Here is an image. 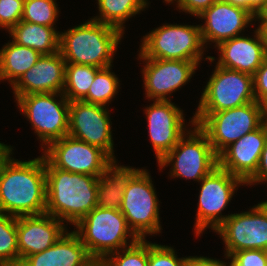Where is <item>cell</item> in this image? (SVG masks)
Segmentation results:
<instances>
[{"label":"cell","instance_id":"cell-15","mask_svg":"<svg viewBox=\"0 0 267 266\" xmlns=\"http://www.w3.org/2000/svg\"><path fill=\"white\" fill-rule=\"evenodd\" d=\"M143 61L142 68L145 97L149 100H170L168 94L179 90L189 82L197 70L198 63L185 60H164L138 58Z\"/></svg>","mask_w":267,"mask_h":266},{"label":"cell","instance_id":"cell-29","mask_svg":"<svg viewBox=\"0 0 267 266\" xmlns=\"http://www.w3.org/2000/svg\"><path fill=\"white\" fill-rule=\"evenodd\" d=\"M111 67L113 66L102 68L96 73L87 96L82 101L103 106L112 101L118 92L120 81L115 73L111 72Z\"/></svg>","mask_w":267,"mask_h":266},{"label":"cell","instance_id":"cell-12","mask_svg":"<svg viewBox=\"0 0 267 266\" xmlns=\"http://www.w3.org/2000/svg\"><path fill=\"white\" fill-rule=\"evenodd\" d=\"M42 153L55 168L97 177L113 161L101 148L69 135L51 142Z\"/></svg>","mask_w":267,"mask_h":266},{"label":"cell","instance_id":"cell-40","mask_svg":"<svg viewBox=\"0 0 267 266\" xmlns=\"http://www.w3.org/2000/svg\"><path fill=\"white\" fill-rule=\"evenodd\" d=\"M267 0H247V10L254 15L265 4Z\"/></svg>","mask_w":267,"mask_h":266},{"label":"cell","instance_id":"cell-3","mask_svg":"<svg viewBox=\"0 0 267 266\" xmlns=\"http://www.w3.org/2000/svg\"><path fill=\"white\" fill-rule=\"evenodd\" d=\"M123 35L119 29L91 19L60 33L59 52L66 63L107 68L112 66Z\"/></svg>","mask_w":267,"mask_h":266},{"label":"cell","instance_id":"cell-23","mask_svg":"<svg viewBox=\"0 0 267 266\" xmlns=\"http://www.w3.org/2000/svg\"><path fill=\"white\" fill-rule=\"evenodd\" d=\"M139 170L113 160L98 178L97 207L120 210L125 188Z\"/></svg>","mask_w":267,"mask_h":266},{"label":"cell","instance_id":"cell-22","mask_svg":"<svg viewBox=\"0 0 267 266\" xmlns=\"http://www.w3.org/2000/svg\"><path fill=\"white\" fill-rule=\"evenodd\" d=\"M19 266H99L78 234L68 229L48 249L25 257Z\"/></svg>","mask_w":267,"mask_h":266},{"label":"cell","instance_id":"cell-44","mask_svg":"<svg viewBox=\"0 0 267 266\" xmlns=\"http://www.w3.org/2000/svg\"><path fill=\"white\" fill-rule=\"evenodd\" d=\"M267 210V200L260 203Z\"/></svg>","mask_w":267,"mask_h":266},{"label":"cell","instance_id":"cell-10","mask_svg":"<svg viewBox=\"0 0 267 266\" xmlns=\"http://www.w3.org/2000/svg\"><path fill=\"white\" fill-rule=\"evenodd\" d=\"M200 183L201 188L194 225L197 236L203 233L206 228H211L214 232L227 219L228 216H223L222 211L227 208L238 187L245 185L240 178L233 176L219 166L206 175Z\"/></svg>","mask_w":267,"mask_h":266},{"label":"cell","instance_id":"cell-11","mask_svg":"<svg viewBox=\"0 0 267 266\" xmlns=\"http://www.w3.org/2000/svg\"><path fill=\"white\" fill-rule=\"evenodd\" d=\"M254 101L252 75L216 65L196 112H219Z\"/></svg>","mask_w":267,"mask_h":266},{"label":"cell","instance_id":"cell-17","mask_svg":"<svg viewBox=\"0 0 267 266\" xmlns=\"http://www.w3.org/2000/svg\"><path fill=\"white\" fill-rule=\"evenodd\" d=\"M198 17L205 20V24L200 25L204 46L212 42L215 43V48L220 43L239 36L242 30L244 32V29L255 20L252 12L225 0H216Z\"/></svg>","mask_w":267,"mask_h":266},{"label":"cell","instance_id":"cell-45","mask_svg":"<svg viewBox=\"0 0 267 266\" xmlns=\"http://www.w3.org/2000/svg\"><path fill=\"white\" fill-rule=\"evenodd\" d=\"M164 1H165L167 4H168V3H172V4H173L174 1L176 2L177 0H164Z\"/></svg>","mask_w":267,"mask_h":266},{"label":"cell","instance_id":"cell-7","mask_svg":"<svg viewBox=\"0 0 267 266\" xmlns=\"http://www.w3.org/2000/svg\"><path fill=\"white\" fill-rule=\"evenodd\" d=\"M147 169H140L125 188L120 212L138 239L161 233L160 204Z\"/></svg>","mask_w":267,"mask_h":266},{"label":"cell","instance_id":"cell-6","mask_svg":"<svg viewBox=\"0 0 267 266\" xmlns=\"http://www.w3.org/2000/svg\"><path fill=\"white\" fill-rule=\"evenodd\" d=\"M139 58L194 61L200 64L205 47L200 25L164 24L143 36Z\"/></svg>","mask_w":267,"mask_h":266},{"label":"cell","instance_id":"cell-31","mask_svg":"<svg viewBox=\"0 0 267 266\" xmlns=\"http://www.w3.org/2000/svg\"><path fill=\"white\" fill-rule=\"evenodd\" d=\"M57 6L55 0H25L22 21L54 27L59 15Z\"/></svg>","mask_w":267,"mask_h":266},{"label":"cell","instance_id":"cell-38","mask_svg":"<svg viewBox=\"0 0 267 266\" xmlns=\"http://www.w3.org/2000/svg\"><path fill=\"white\" fill-rule=\"evenodd\" d=\"M226 262L204 256H188L185 266H227ZM229 266V265H228Z\"/></svg>","mask_w":267,"mask_h":266},{"label":"cell","instance_id":"cell-27","mask_svg":"<svg viewBox=\"0 0 267 266\" xmlns=\"http://www.w3.org/2000/svg\"><path fill=\"white\" fill-rule=\"evenodd\" d=\"M100 68L91 65L66 63L63 94L68 101H82Z\"/></svg>","mask_w":267,"mask_h":266},{"label":"cell","instance_id":"cell-28","mask_svg":"<svg viewBox=\"0 0 267 266\" xmlns=\"http://www.w3.org/2000/svg\"><path fill=\"white\" fill-rule=\"evenodd\" d=\"M0 266H19L17 217L0 213Z\"/></svg>","mask_w":267,"mask_h":266},{"label":"cell","instance_id":"cell-41","mask_svg":"<svg viewBox=\"0 0 267 266\" xmlns=\"http://www.w3.org/2000/svg\"><path fill=\"white\" fill-rule=\"evenodd\" d=\"M255 20L259 21L260 24H267V1L265 4L256 12Z\"/></svg>","mask_w":267,"mask_h":266},{"label":"cell","instance_id":"cell-33","mask_svg":"<svg viewBox=\"0 0 267 266\" xmlns=\"http://www.w3.org/2000/svg\"><path fill=\"white\" fill-rule=\"evenodd\" d=\"M25 0H0V27L8 32L22 20Z\"/></svg>","mask_w":267,"mask_h":266},{"label":"cell","instance_id":"cell-18","mask_svg":"<svg viewBox=\"0 0 267 266\" xmlns=\"http://www.w3.org/2000/svg\"><path fill=\"white\" fill-rule=\"evenodd\" d=\"M267 139V121L227 146L218 155V166L246 183L256 172Z\"/></svg>","mask_w":267,"mask_h":266},{"label":"cell","instance_id":"cell-5","mask_svg":"<svg viewBox=\"0 0 267 266\" xmlns=\"http://www.w3.org/2000/svg\"><path fill=\"white\" fill-rule=\"evenodd\" d=\"M266 121V107L257 101L219 112H195L191 125H197L219 155L227 146Z\"/></svg>","mask_w":267,"mask_h":266},{"label":"cell","instance_id":"cell-37","mask_svg":"<svg viewBox=\"0 0 267 266\" xmlns=\"http://www.w3.org/2000/svg\"><path fill=\"white\" fill-rule=\"evenodd\" d=\"M267 182V139L264 149L261 152L260 161L255 174L245 183L247 185H256V183Z\"/></svg>","mask_w":267,"mask_h":266},{"label":"cell","instance_id":"cell-9","mask_svg":"<svg viewBox=\"0 0 267 266\" xmlns=\"http://www.w3.org/2000/svg\"><path fill=\"white\" fill-rule=\"evenodd\" d=\"M15 101L42 141L43 150L51 142L68 135L70 102L63 93L27 94Z\"/></svg>","mask_w":267,"mask_h":266},{"label":"cell","instance_id":"cell-14","mask_svg":"<svg viewBox=\"0 0 267 266\" xmlns=\"http://www.w3.org/2000/svg\"><path fill=\"white\" fill-rule=\"evenodd\" d=\"M109 112L103 105L70 101L68 135L101 148L116 160Z\"/></svg>","mask_w":267,"mask_h":266},{"label":"cell","instance_id":"cell-8","mask_svg":"<svg viewBox=\"0 0 267 266\" xmlns=\"http://www.w3.org/2000/svg\"><path fill=\"white\" fill-rule=\"evenodd\" d=\"M193 127L157 163L160 170L172 165L170 177L200 182L218 166V155L208 136L197 125L194 124Z\"/></svg>","mask_w":267,"mask_h":266},{"label":"cell","instance_id":"cell-19","mask_svg":"<svg viewBox=\"0 0 267 266\" xmlns=\"http://www.w3.org/2000/svg\"><path fill=\"white\" fill-rule=\"evenodd\" d=\"M66 230L61 220L47 213L17 217L19 265L25 257L48 249Z\"/></svg>","mask_w":267,"mask_h":266},{"label":"cell","instance_id":"cell-39","mask_svg":"<svg viewBox=\"0 0 267 266\" xmlns=\"http://www.w3.org/2000/svg\"><path fill=\"white\" fill-rule=\"evenodd\" d=\"M12 146L0 142V167L2 163L12 154Z\"/></svg>","mask_w":267,"mask_h":266},{"label":"cell","instance_id":"cell-16","mask_svg":"<svg viewBox=\"0 0 267 266\" xmlns=\"http://www.w3.org/2000/svg\"><path fill=\"white\" fill-rule=\"evenodd\" d=\"M144 111L148 122V135L159 162L187 133L185 116L183 110L171 100H154Z\"/></svg>","mask_w":267,"mask_h":266},{"label":"cell","instance_id":"cell-30","mask_svg":"<svg viewBox=\"0 0 267 266\" xmlns=\"http://www.w3.org/2000/svg\"><path fill=\"white\" fill-rule=\"evenodd\" d=\"M149 241L138 239L134 244L108 255L99 266H148Z\"/></svg>","mask_w":267,"mask_h":266},{"label":"cell","instance_id":"cell-43","mask_svg":"<svg viewBox=\"0 0 267 266\" xmlns=\"http://www.w3.org/2000/svg\"><path fill=\"white\" fill-rule=\"evenodd\" d=\"M235 6L247 9V0H225Z\"/></svg>","mask_w":267,"mask_h":266},{"label":"cell","instance_id":"cell-25","mask_svg":"<svg viewBox=\"0 0 267 266\" xmlns=\"http://www.w3.org/2000/svg\"><path fill=\"white\" fill-rule=\"evenodd\" d=\"M41 56L36 50L11 40L0 49V80H7L13 86Z\"/></svg>","mask_w":267,"mask_h":266},{"label":"cell","instance_id":"cell-26","mask_svg":"<svg viewBox=\"0 0 267 266\" xmlns=\"http://www.w3.org/2000/svg\"><path fill=\"white\" fill-rule=\"evenodd\" d=\"M99 16L94 21L110 25L125 33L124 23L148 7L147 0H97Z\"/></svg>","mask_w":267,"mask_h":266},{"label":"cell","instance_id":"cell-32","mask_svg":"<svg viewBox=\"0 0 267 266\" xmlns=\"http://www.w3.org/2000/svg\"><path fill=\"white\" fill-rule=\"evenodd\" d=\"M177 256L173 247L149 242L148 266H185L187 257Z\"/></svg>","mask_w":267,"mask_h":266},{"label":"cell","instance_id":"cell-2","mask_svg":"<svg viewBox=\"0 0 267 266\" xmlns=\"http://www.w3.org/2000/svg\"><path fill=\"white\" fill-rule=\"evenodd\" d=\"M46 212L76 225L97 206V176L55 168L45 158Z\"/></svg>","mask_w":267,"mask_h":266},{"label":"cell","instance_id":"cell-20","mask_svg":"<svg viewBox=\"0 0 267 266\" xmlns=\"http://www.w3.org/2000/svg\"><path fill=\"white\" fill-rule=\"evenodd\" d=\"M66 62L58 51L42 55L12 86L15 99L27 94L62 93L65 83Z\"/></svg>","mask_w":267,"mask_h":266},{"label":"cell","instance_id":"cell-42","mask_svg":"<svg viewBox=\"0 0 267 266\" xmlns=\"http://www.w3.org/2000/svg\"><path fill=\"white\" fill-rule=\"evenodd\" d=\"M261 34H262V37H263V40H264V44H265V48H266V51H267V24H260L258 27H257Z\"/></svg>","mask_w":267,"mask_h":266},{"label":"cell","instance_id":"cell-13","mask_svg":"<svg viewBox=\"0 0 267 266\" xmlns=\"http://www.w3.org/2000/svg\"><path fill=\"white\" fill-rule=\"evenodd\" d=\"M214 231L225 244V258L240 250L267 251V210L258 203L249 211L228 214Z\"/></svg>","mask_w":267,"mask_h":266},{"label":"cell","instance_id":"cell-4","mask_svg":"<svg viewBox=\"0 0 267 266\" xmlns=\"http://www.w3.org/2000/svg\"><path fill=\"white\" fill-rule=\"evenodd\" d=\"M74 227L82 243L98 264L111 253L128 247L138 240L128 227L125 216L117 209L96 206Z\"/></svg>","mask_w":267,"mask_h":266},{"label":"cell","instance_id":"cell-34","mask_svg":"<svg viewBox=\"0 0 267 266\" xmlns=\"http://www.w3.org/2000/svg\"><path fill=\"white\" fill-rule=\"evenodd\" d=\"M229 266H267V251L259 249L240 250L232 253Z\"/></svg>","mask_w":267,"mask_h":266},{"label":"cell","instance_id":"cell-24","mask_svg":"<svg viewBox=\"0 0 267 266\" xmlns=\"http://www.w3.org/2000/svg\"><path fill=\"white\" fill-rule=\"evenodd\" d=\"M56 30L55 27L21 20L9 34L15 43L32 48L41 55H49L59 51L60 32Z\"/></svg>","mask_w":267,"mask_h":266},{"label":"cell","instance_id":"cell-21","mask_svg":"<svg viewBox=\"0 0 267 266\" xmlns=\"http://www.w3.org/2000/svg\"><path fill=\"white\" fill-rule=\"evenodd\" d=\"M219 59L216 65L254 75L267 55L262 34L258 28L254 38L241 35L226 40L216 46Z\"/></svg>","mask_w":267,"mask_h":266},{"label":"cell","instance_id":"cell-35","mask_svg":"<svg viewBox=\"0 0 267 266\" xmlns=\"http://www.w3.org/2000/svg\"><path fill=\"white\" fill-rule=\"evenodd\" d=\"M253 91L255 100L267 107V55L253 75Z\"/></svg>","mask_w":267,"mask_h":266},{"label":"cell","instance_id":"cell-1","mask_svg":"<svg viewBox=\"0 0 267 266\" xmlns=\"http://www.w3.org/2000/svg\"><path fill=\"white\" fill-rule=\"evenodd\" d=\"M46 212L45 157H8L0 167V213L15 217Z\"/></svg>","mask_w":267,"mask_h":266},{"label":"cell","instance_id":"cell-36","mask_svg":"<svg viewBox=\"0 0 267 266\" xmlns=\"http://www.w3.org/2000/svg\"><path fill=\"white\" fill-rule=\"evenodd\" d=\"M215 2L216 0H177L176 9L178 8L180 11L197 18Z\"/></svg>","mask_w":267,"mask_h":266}]
</instances>
